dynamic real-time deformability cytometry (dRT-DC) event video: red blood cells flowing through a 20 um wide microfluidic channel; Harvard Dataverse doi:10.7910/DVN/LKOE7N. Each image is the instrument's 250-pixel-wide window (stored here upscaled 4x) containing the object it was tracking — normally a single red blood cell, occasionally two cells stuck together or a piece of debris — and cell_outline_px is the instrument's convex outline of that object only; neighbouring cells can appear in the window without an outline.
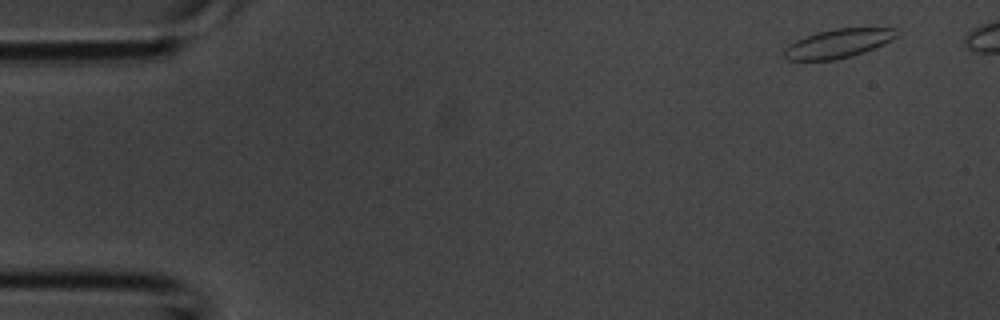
{"species": "common noctule bat (a hibernating species)", "species_latin": "Nyctalus noctula", "temperature_condition": "room temperature", "stored_images_in_passage": 2, "camera_frame_rate_fps": 3000, "um_per_image_px": 0.085, "animal": {"sex": "male", "body_mass_g": 20.1, "forearm_length_mm": 53.5}, "frame": {"image": 1, "passage_image": 2, "time_ms": 0.333, "image_size_px": [1000, 320], "cell_outline_px": [[896, 36], [864, 52], [852, 56], [832, 60], [788, 60], [784, 56], [784, 48], [788, 44], [804, 36], [816, 32], [836, 28], [896, 28]], "centroid_in_image_um": [71.15, 3.69], "position_along_channel_um": 13.8, "area_um2": 18.61}}